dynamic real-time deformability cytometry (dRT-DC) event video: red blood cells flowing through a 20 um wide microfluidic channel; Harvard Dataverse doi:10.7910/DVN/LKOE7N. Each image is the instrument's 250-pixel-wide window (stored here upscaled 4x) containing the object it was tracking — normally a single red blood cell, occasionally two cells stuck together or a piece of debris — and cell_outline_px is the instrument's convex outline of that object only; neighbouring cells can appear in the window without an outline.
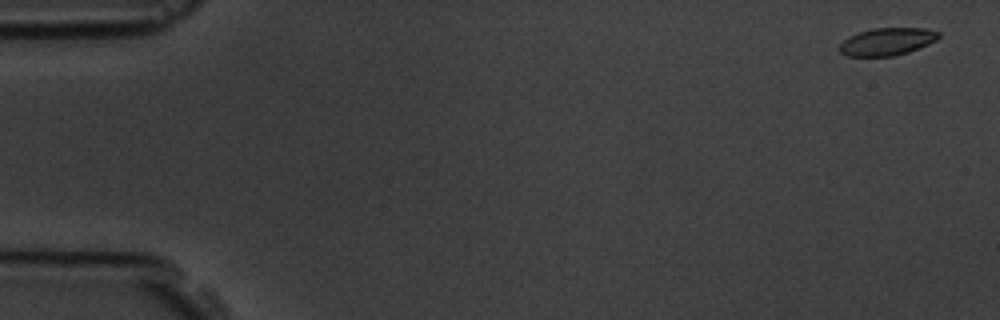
{"species": "common noctule bat (a hibernating species)", "species_latin": "Nyctalus noctula", "temperature_condition": "room temperature", "stored_images_in_passage": 9, "camera_frame_rate_fps": 3000, "um_per_image_px": 0.085, "animal": {"sex": "male", "body_mass_g": 19.5, "forearm_length_mm": 54.6}, "frame": {"image": 1, "passage_image": 1, "time_ms": 0.0, "image_size_px": [1000, 320], "cell_outline_px": [[940, 36], [936, 40], [928, 44], [908, 52], [892, 56], [848, 56], [840, 52], [840, 44], [848, 36], [872, 28], [924, 28], [940, 32]], "centroid_in_image_um": [75.41, 3.53], "position_along_channel_um": 9.6, "area_um2": 15.78}}
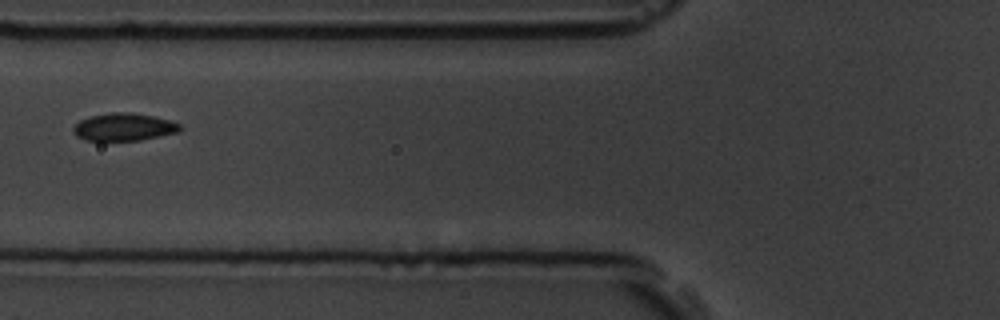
{"frame": {"image": 2, "passage_image": 6, "time_ms": 6.667, "image_size_px": [1000, 320], "cell_outline_px": [[184, 128], [180, 132], [140, 140], [84, 140], [76, 136], [72, 132], [72, 128], [80, 120], [92, 116], [112, 112], [132, 112], [152, 116], [168, 120], [180, 124]], "centroid_in_image_um": [10.54, 10.8], "position_along_channel_um": 115.3, "area_um2": 17.17}}
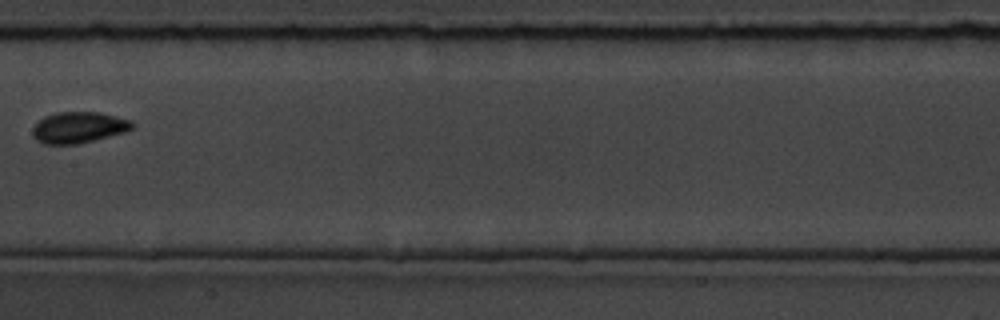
{"frame": {"image": 3, "passage_image": 8, "time_ms": 9.0, "image_size_px": [1000, 320], "cell_outline_px": [[132, 128], [124, 132], [80, 144], [44, 144], [36, 140], [32, 136], [32, 128], [44, 116], [56, 112], [100, 112], [132, 120]], "centroid_in_image_um": [6.65, 10.83], "position_along_channel_um": 200.7, "area_um2": 18.15}}